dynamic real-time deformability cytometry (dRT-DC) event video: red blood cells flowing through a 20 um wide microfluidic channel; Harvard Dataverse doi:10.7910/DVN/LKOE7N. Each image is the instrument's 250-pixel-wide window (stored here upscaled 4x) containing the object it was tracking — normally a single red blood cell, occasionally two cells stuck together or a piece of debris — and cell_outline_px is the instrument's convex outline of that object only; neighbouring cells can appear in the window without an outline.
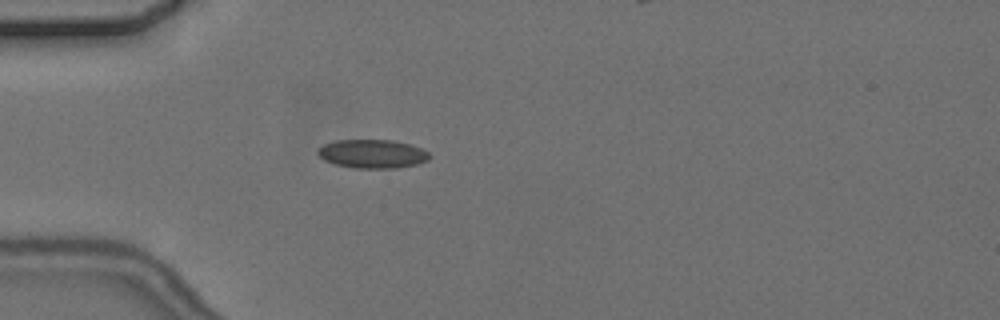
{"species": "common noctule bat (a hibernating species)", "species_latin": "Nyctalus noctula", "temperature_condition": "cold", "stored_images_in_passage": 4, "camera_frame_rate_fps": 3000, "um_per_image_px": 0.085, "animal": {"sex": "female", "body_mass_g": 24.6, "forearm_length_mm": 56.2}, "frame": {"image": 1, "passage_image": 3, "time_ms": 2.333, "image_size_px": [1000, 320], "cell_outline_px": [[432, 156], [428, 160], [416, 164], [396, 168], [356, 168], [336, 164], [324, 160], [316, 152], [316, 148], [324, 144], [336, 140], [392, 140], [408, 144], [420, 148], [428, 152]], "centroid_in_image_um": [31.63, 13.07], "position_along_channel_um": 53.4, "area_um2": 18.61}}